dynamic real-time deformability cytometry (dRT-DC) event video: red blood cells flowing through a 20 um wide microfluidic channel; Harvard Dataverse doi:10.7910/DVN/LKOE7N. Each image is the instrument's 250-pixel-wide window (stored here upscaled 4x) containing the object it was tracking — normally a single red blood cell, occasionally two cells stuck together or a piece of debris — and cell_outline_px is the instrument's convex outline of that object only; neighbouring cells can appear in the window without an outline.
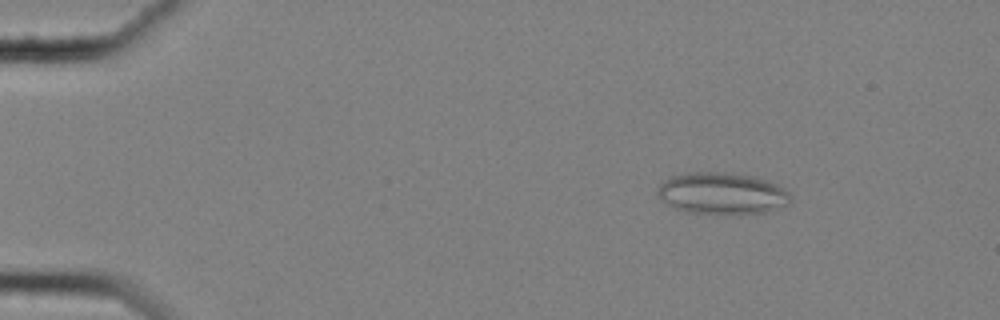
{"species": "common noctule bat (a hibernating species)", "species_latin": "Nyctalus noctula", "temperature_condition": "cold", "stored_images_in_passage": 58, "camera_frame_rate_fps": 3000, "um_per_image_px": 0.085, "animal": {"sex": "female", "body_mass_g": 25.1}, "frame": {"image": 1, "passage_image": 9, "time_ms": 2.667, "image_size_px": [1000, 320], "cell_outline_px": [[792, 200], [788, 204], [764, 212], [684, 212], [672, 208], [656, 192], [660, 184], [664, 180], [672, 176], [688, 172], [724, 172], [752, 176], [768, 180], [784, 188], [792, 196]], "centroid_in_image_um": [61.36, 16.41], "position_along_channel_um": 23.6, "area_um2": 31.79}}
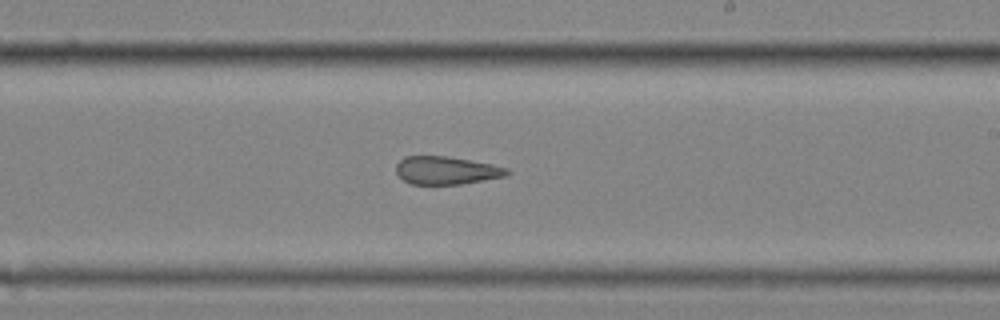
{"frame": {"image": 2, "passage_image": 36, "time_ms": 11.667, "image_size_px": [1000, 320], "cell_outline_px": [[512, 172], [508, 176], [460, 184], [412, 184], [404, 180], [396, 172], [396, 164], [404, 156], [448, 156], [492, 164], [508, 168]], "centroid_in_image_um": [37.97, 14.48], "position_along_channel_um": 251.0, "area_um2": 18.15}}
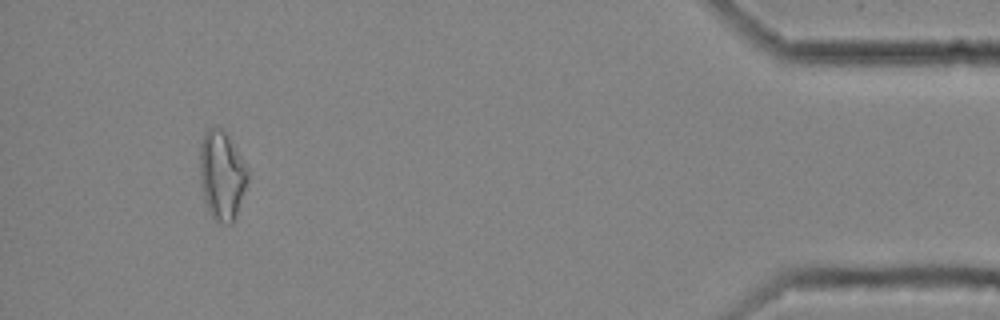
{"frame": {"image": 3, "passage_image": 55, "time_ms": 18.0, "image_size_px": [1000, 320], "cell_outline_px": [[248, 180], [232, 224], [224, 224], [216, 220], [208, 212], [204, 200], [200, 184], [200, 144], [204, 132], [208, 128], [220, 128], [228, 136], [248, 168]], "centroid_in_image_um": [18.83, 14.91], "position_along_channel_um": 416.4, "area_um2": 24.68}, "authors_computed_cell_mechanics": {"area_um2": 22.7443, "velocity_mm_per_s": 3.5326, "shape_relaxation_time_tau1_ms": null, "shape_relaxation_time_tau2_ms": 3.1616, "deformation_change_tau1": null, "deformation_change_tau2": 0.1228}}